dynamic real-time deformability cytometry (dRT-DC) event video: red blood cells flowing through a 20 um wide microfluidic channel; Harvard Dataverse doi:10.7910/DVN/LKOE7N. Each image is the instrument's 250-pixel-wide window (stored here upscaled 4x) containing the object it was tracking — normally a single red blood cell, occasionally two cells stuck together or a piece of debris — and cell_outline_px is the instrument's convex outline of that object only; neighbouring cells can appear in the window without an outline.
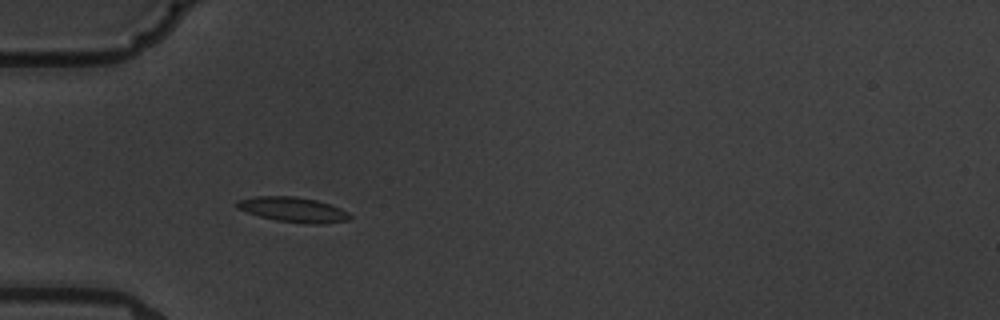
{"species": "common noctule bat (a hibernating species)", "species_latin": "Nyctalus noctula", "temperature_condition": "warm", "stored_images_in_passage": 6, "camera_frame_rate_fps": 3000, "um_per_image_px": 0.085, "animal": {"sex": "male", "body_mass_g": 19.5, "forearm_length_mm": 54.6}, "frame": {"image": 1, "passage_image": 4, "time_ms": 3.333, "image_size_px": [1000, 320], "cell_outline_px": [[352, 216], [348, 220], [320, 224], [308, 224], [276, 220], [260, 216], [236, 208], [236, 200], [252, 196], [296, 196], [316, 200], [340, 208], [348, 212]], "centroid_in_image_um": [24.89, 17.81], "position_along_channel_um": 60.1, "area_um2": 16.42}}
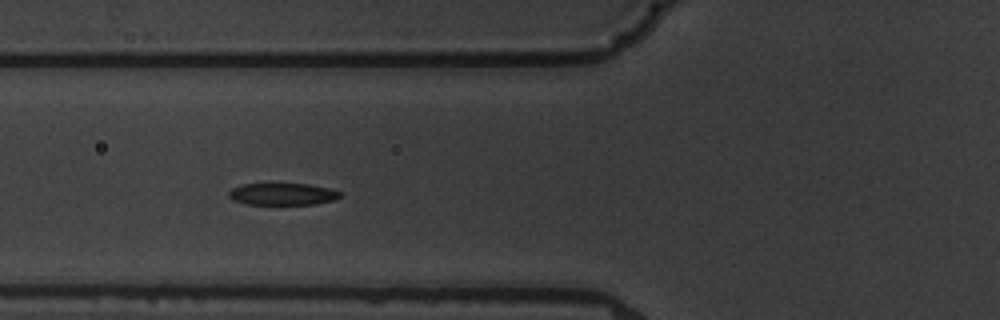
{"frame": {"image": 2, "passage_image": 5, "time_ms": 4.667, "image_size_px": [1000, 320], "cell_outline_px": [[340, 196], [332, 200], [316, 204], [244, 204], [232, 200], [228, 196], [228, 192], [232, 188], [240, 184], [308, 184], [328, 188], [340, 192]], "centroid_in_image_um": [23.95, 16.5], "position_along_channel_um": 101.9, "area_um2": 14.16}}
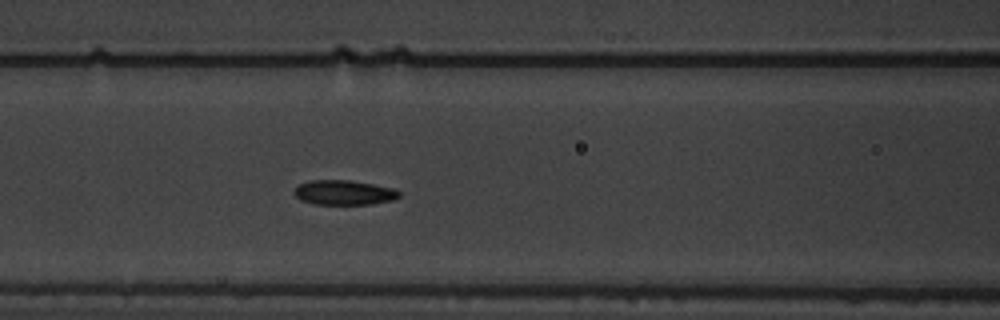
{"frame": {"image": 3, "passage_image": 6, "time_ms": 5.667, "image_size_px": [1000, 320], "cell_outline_px": [[400, 196], [392, 200], [372, 204], [316, 204], [300, 200], [292, 192], [300, 184], [308, 180], [348, 180], [372, 184], [392, 188], [400, 192]], "centroid_in_image_um": [29.21, 16.37], "position_along_channel_um": 137.4, "area_um2": 15.03}}